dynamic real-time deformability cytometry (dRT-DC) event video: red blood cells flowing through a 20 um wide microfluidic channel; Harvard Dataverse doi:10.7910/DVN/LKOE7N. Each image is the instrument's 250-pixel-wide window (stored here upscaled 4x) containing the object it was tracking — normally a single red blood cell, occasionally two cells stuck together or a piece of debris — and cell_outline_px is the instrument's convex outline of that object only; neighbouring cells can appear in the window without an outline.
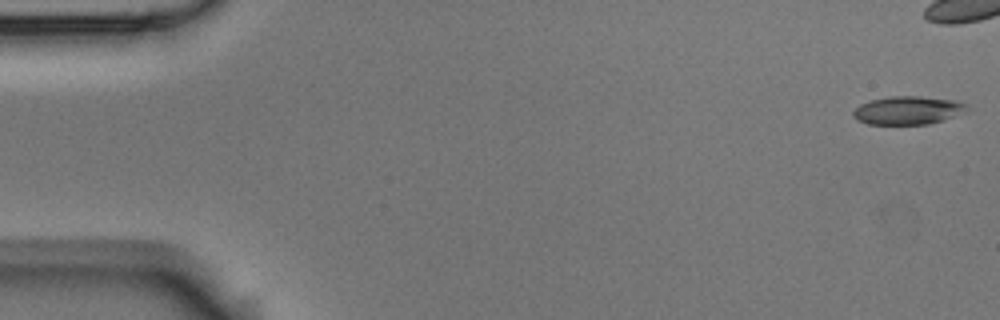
{"species": "Egyptian fruit bat (a non-hibernating species)", "species_latin": "Rousettus aegyptiacus", "temperature_condition": "room temperature", "stored_images_in_passage": 5, "camera_frame_rate_fps": 3000, "um_per_image_px": 0.085, "animal": {"sex": "male"}, "frame": {"image": 1, "passage_image": 1, "time_ms": 0.0, "image_size_px": [1000, 320], "cell_outline_px": [[968, 112], [944, 120], [928, 124], [868, 124], [856, 120], [852, 116], [852, 112], [860, 104], [872, 100], [892, 96], [920, 96], [952, 100], [964, 104], [968, 108]], "centroid_in_image_um": [77.16, 9.39], "position_along_channel_um": 7.8, "area_um2": 18.73}}
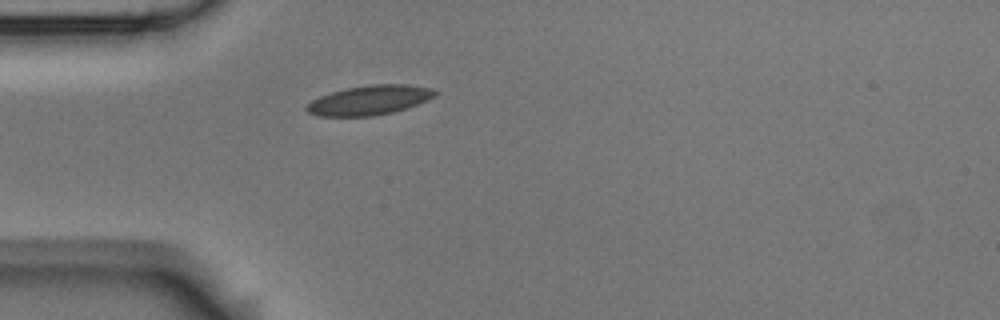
{"frame": {"image": 2, "passage_image": 5, "time_ms": 1.333, "image_size_px": [1000, 320], "cell_outline_px": [[440, 92], [436, 96], [428, 100], [392, 112], [372, 116], [320, 116], [308, 112], [304, 108], [312, 100], [320, 96], [332, 92], [348, 88], [368, 84], [408, 84], [432, 88]], "centroid_in_image_um": [31.44, 8.5], "position_along_channel_um": 53.6, "area_um2": 22.02}}